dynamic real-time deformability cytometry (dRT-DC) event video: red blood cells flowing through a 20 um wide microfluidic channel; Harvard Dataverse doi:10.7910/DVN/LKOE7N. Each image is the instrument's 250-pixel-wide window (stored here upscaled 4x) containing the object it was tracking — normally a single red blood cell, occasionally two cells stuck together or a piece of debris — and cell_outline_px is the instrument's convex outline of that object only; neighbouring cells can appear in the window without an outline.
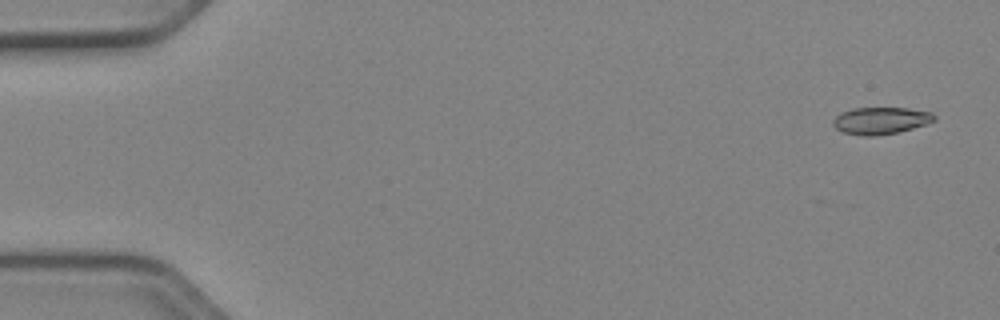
{"species": "Egyptian fruit bat (a non-hibernating species)", "species_latin": "Rousettus aegyptiacus", "temperature_condition": "cold", "stored_images_in_passage": 55, "camera_frame_rate_fps": 3000, "um_per_image_px": 0.085, "animal": {"sex": "female"}, "frame": {"image": 1, "passage_image": 3, "time_ms": 0.667, "image_size_px": [1000, 320], "cell_outline_px": [[936, 120], [912, 128], [896, 132], [876, 136], [864, 136], [844, 132], [836, 128], [832, 124], [832, 120], [836, 116], [852, 108], [908, 108], [932, 112], [936, 116]], "centroid_in_image_um": [74.87, 10.24], "position_along_channel_um": 10.1, "area_um2": 15.78}}
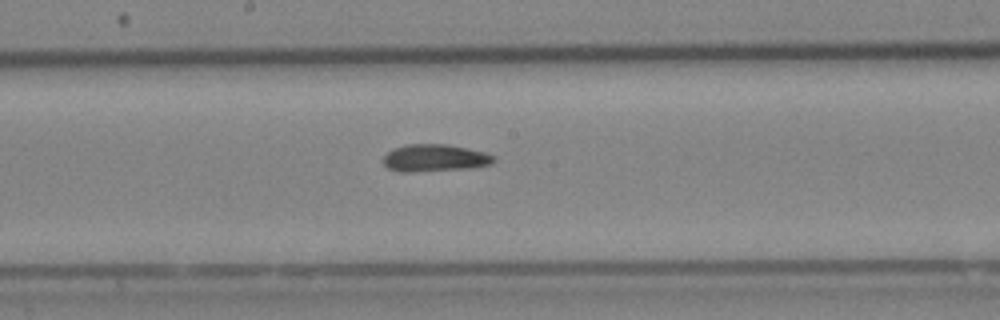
{"frame": {"image": 2, "passage_image": 31, "time_ms": 10.0, "image_size_px": [1000, 320], "cell_outline_px": [[496, 160], [492, 164], [472, 168], [412, 172], [400, 172], [388, 168], [384, 164], [384, 156], [392, 148], [408, 144], [448, 144], [484, 152], [496, 156]], "centroid_in_image_um": [36.97, 13.43], "position_along_channel_um": 211.2, "area_um2": 17.69}}
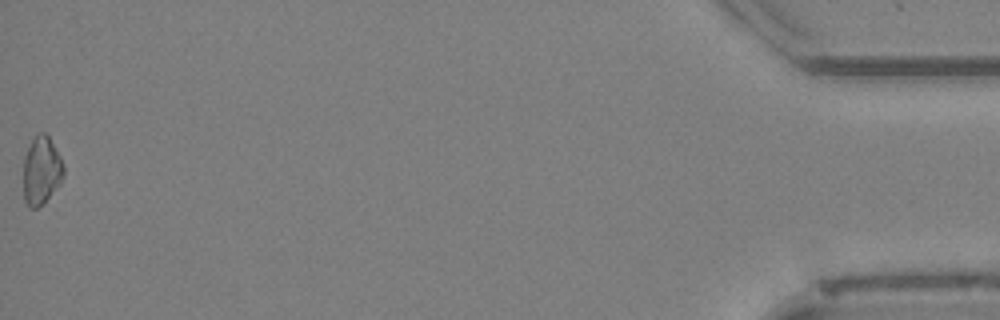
{"frame": {"image": 3, "passage_image": 55, "time_ms": 18.0, "image_size_px": [1000, 320], "cell_outline_px": [[64, 176], [60, 184], [36, 208], [28, 208], [24, 200], [24, 156], [32, 140], [40, 132], [44, 132], [48, 136], [60, 156], [64, 164]], "centroid_in_image_um": [3.52, 14.49], "position_along_channel_um": 431.7, "area_um2": 15.72}, "authors_computed_cell_mechanics": {"area_um2": 16.8198, "velocity_mm_per_s": 3.9169, "shape_relaxation_time_tau1_ms": null, "shape_relaxation_time_tau2_ms": 3.911, "deformation_change_tau1": null, "deformation_change_tau2": 0.1017}}